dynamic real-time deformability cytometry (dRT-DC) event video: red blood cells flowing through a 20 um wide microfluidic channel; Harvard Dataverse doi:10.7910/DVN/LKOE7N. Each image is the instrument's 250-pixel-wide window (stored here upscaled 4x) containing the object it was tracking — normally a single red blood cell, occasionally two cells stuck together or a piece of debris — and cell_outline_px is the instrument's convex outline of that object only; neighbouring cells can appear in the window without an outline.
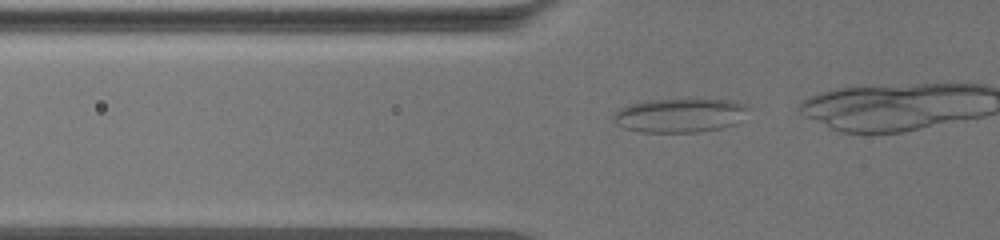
{"species": "common noctule bat (a hibernating species)", "species_latin": "Nyctalus noctula", "temperature_condition": "warm", "stored_images_in_passage": 10, "camera_frame_rate_fps": 3000, "um_per_image_px": 0.085, "animal": {"sex": "female", "body_mass_g": 19.5, "forearm_length_mm": 54.1}, "frame": {"image": 1, "passage_image": 2, "time_ms": 0.333, "image_size_px": [1000, 240], "cell_outline_px": [[748, 108], [736, 124], [720, 128], [696, 132], [640, 132], [624, 128], [616, 124], [612, 120], [612, 116], [620, 108], [632, 104], [648, 100], [688, 96], [728, 100], [744, 104]], "centroid_in_image_um": [57.76, 9.76], "position_along_channel_um": 68.0, "area_um2": 27.46}}
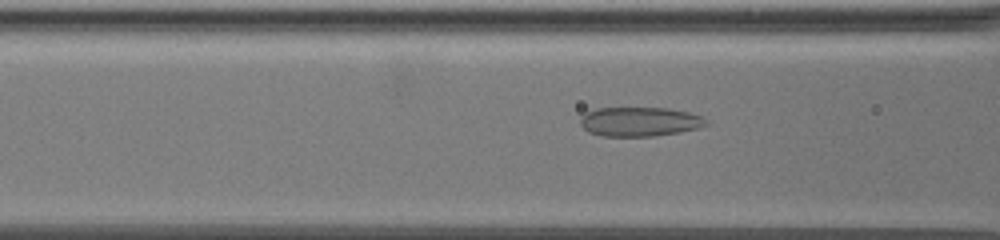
{"frame": {"image": 2, "passage_image": 7, "time_ms": 2.0, "image_size_px": [1000, 240], "cell_outline_px": [[712, 124], [700, 128], [680, 132], [656, 136], [600, 136], [588, 132], [580, 124], [580, 116], [584, 112], [596, 108], [668, 108], [688, 112], [700, 116], [708, 120]], "centroid_in_image_um": [54.38, 10.34], "position_along_channel_um": 112.2, "area_um2": 21.85}}